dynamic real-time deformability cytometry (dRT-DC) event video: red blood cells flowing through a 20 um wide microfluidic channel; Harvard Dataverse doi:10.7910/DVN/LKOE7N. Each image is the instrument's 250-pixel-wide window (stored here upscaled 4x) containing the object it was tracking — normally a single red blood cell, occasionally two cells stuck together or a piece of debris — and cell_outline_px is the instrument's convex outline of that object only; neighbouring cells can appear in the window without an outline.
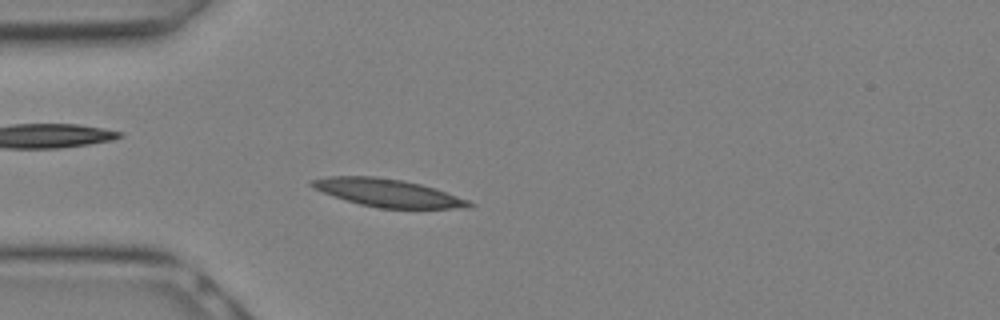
{"species": "Egyptian fruit bat (a non-hibernating species)", "species_latin": "Rousettus aegyptiacus", "temperature_condition": "warm", "stored_images_in_passage": 11, "camera_frame_rate_fps": 3000, "um_per_image_px": 0.085, "animal": {"sex": "female"}, "frame": {"image": 1, "passage_image": 7, "time_ms": 2.0, "image_size_px": [1000, 320], "cell_outline_px": [[476, 204], [468, 208], [380, 208], [360, 204], [324, 192], [308, 184], [312, 180], [328, 176], [376, 176], [400, 180], [420, 184], [436, 188], [468, 200]], "centroid_in_image_um": [33.01, 16.39], "position_along_channel_um": 52.0, "area_um2": 25.09}}
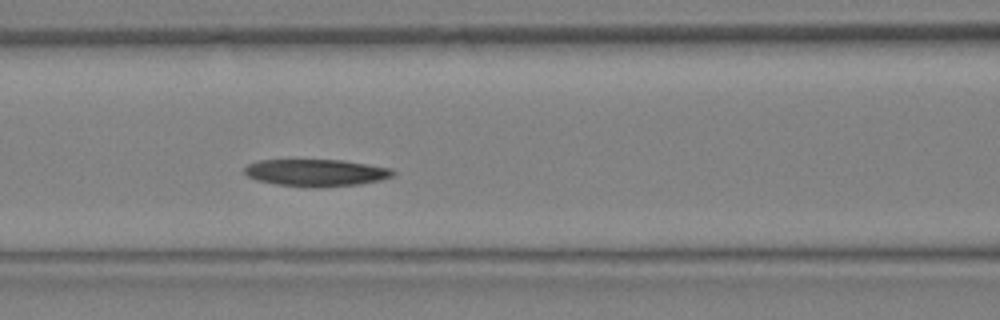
{"frame": {"image": 2, "passage_image": 11, "time_ms": 3.333, "image_size_px": [1000, 320], "cell_outline_px": [[396, 172], [392, 176], [380, 180], [360, 184], [316, 188], [304, 188], [276, 184], [256, 180], [248, 176], [244, 172], [244, 168], [248, 164], [256, 160], [344, 160], [392, 168]], "centroid_in_image_um": [26.86, 14.69], "position_along_channel_um": 139.7, "area_um2": 23.76}}